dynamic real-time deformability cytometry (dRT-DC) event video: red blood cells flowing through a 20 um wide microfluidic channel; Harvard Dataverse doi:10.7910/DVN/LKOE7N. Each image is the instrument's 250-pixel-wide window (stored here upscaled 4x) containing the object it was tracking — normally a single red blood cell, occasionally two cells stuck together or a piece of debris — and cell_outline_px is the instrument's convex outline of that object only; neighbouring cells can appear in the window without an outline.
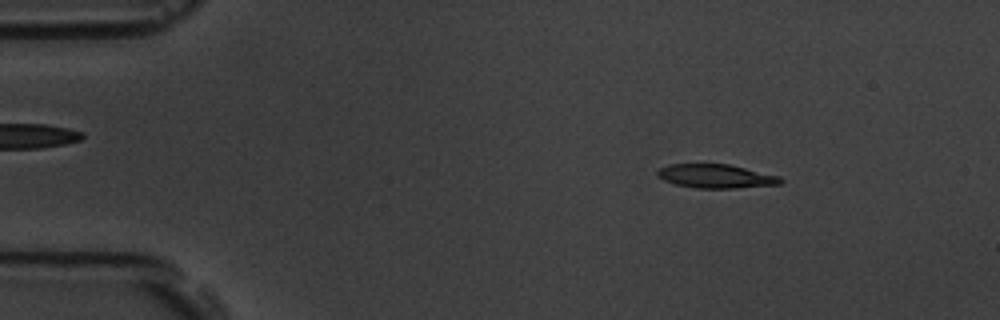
{"species": "common noctule bat (a hibernating species)", "species_latin": "Nyctalus noctula", "temperature_condition": "room temperature", "stored_images_in_passage": 4, "camera_frame_rate_fps": 3000, "um_per_image_px": 0.085, "animal": {"sex": "male", "body_mass_g": 19.5, "forearm_length_mm": 54.6}, "frame": {"image": 1, "passage_image": 1, "time_ms": 0.0, "image_size_px": [1000, 320], "cell_outline_px": [[784, 180], [780, 184], [736, 188], [696, 188], [676, 184], [664, 180], [656, 176], [656, 172], [660, 168], [668, 164], [728, 164], [780, 176]], "centroid_in_image_um": [60.84, 14.97], "position_along_channel_um": 24.2, "area_um2": 17.05}}